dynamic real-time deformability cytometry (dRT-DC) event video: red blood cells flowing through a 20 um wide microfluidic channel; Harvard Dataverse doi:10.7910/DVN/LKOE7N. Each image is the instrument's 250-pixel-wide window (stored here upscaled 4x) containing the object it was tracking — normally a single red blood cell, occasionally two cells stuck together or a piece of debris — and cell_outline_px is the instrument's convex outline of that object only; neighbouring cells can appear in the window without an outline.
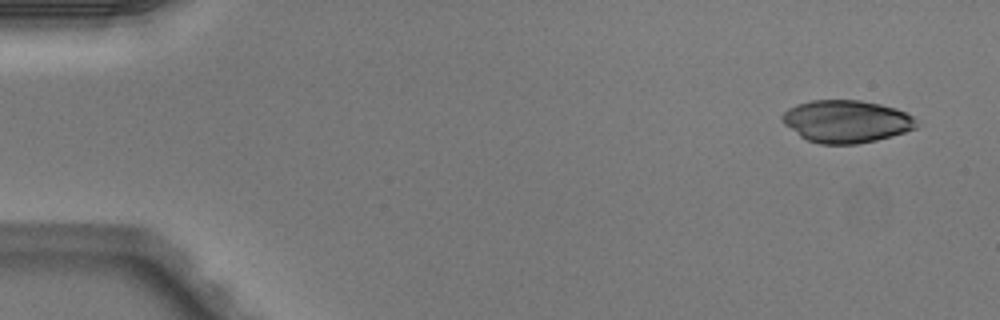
{"species": "Egyptian fruit bat (a non-hibernating species)", "species_latin": "Rousettus aegyptiacus", "temperature_condition": "warm", "stored_images_in_passage": 4, "camera_frame_rate_fps": 3000, "um_per_image_px": 0.085, "animal": {"sex": "male"}, "frame": {"image": 1, "passage_image": 1, "time_ms": 0.0, "image_size_px": [1000, 320], "cell_outline_px": [[916, 128], [892, 136], [876, 140], [856, 144], [820, 144], [808, 140], [800, 136], [784, 124], [780, 120], [780, 116], [788, 108], [796, 104], [812, 100], [860, 100], [880, 104], [896, 108], [912, 116], [916, 124]], "centroid_in_image_um": [71.89, 10.31], "position_along_channel_um": 13.1, "area_um2": 33.18}}
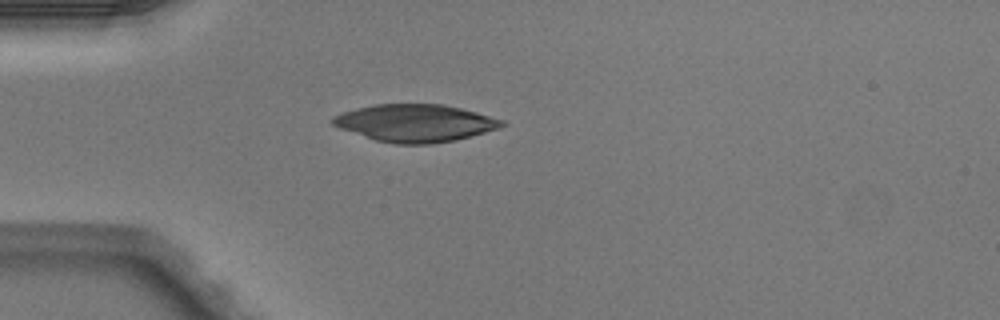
{"frame": {"image": 2, "passage_image": 4, "time_ms": 1.0, "image_size_px": [1000, 320], "cell_outline_px": [[508, 124], [484, 132], [456, 140], [428, 144], [396, 144], [376, 140], [340, 128], [332, 124], [328, 120], [332, 116], [340, 112], [356, 108], [376, 104], [444, 104], [476, 112], [504, 120]], "centroid_in_image_um": [35.25, 10.45], "position_along_channel_um": 49.8, "area_um2": 36.82}}